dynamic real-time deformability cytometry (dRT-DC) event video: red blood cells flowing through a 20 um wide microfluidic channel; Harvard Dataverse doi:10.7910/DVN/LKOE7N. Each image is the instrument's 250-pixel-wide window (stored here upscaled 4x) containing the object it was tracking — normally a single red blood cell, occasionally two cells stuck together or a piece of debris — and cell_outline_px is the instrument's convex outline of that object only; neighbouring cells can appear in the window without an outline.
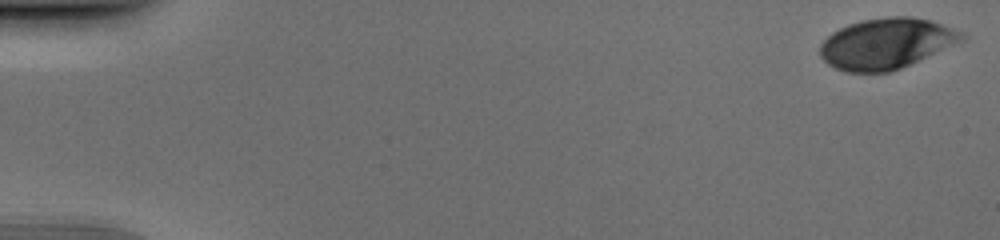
{"species": "human", "species_latin": "Homo sapiens", "temperature_condition": "cold", "stored_images_in_passage": 51, "camera_frame_rate_fps": 3000, "um_per_image_px": 0.085, "donor": {"sex": "male"}, "frame": {"image": 1, "passage_image": 1, "time_ms": 0.0, "image_size_px": [1000, 240], "cell_outline_px": [[968, 36], [964, 40], [900, 68], [888, 72], [844, 72], [828, 64], [820, 56], [820, 44], [832, 32], [848, 24], [864, 20], [888, 16], [908, 16], [932, 20], [964, 32]], "centroid_in_image_um": [75.34, 3.69], "position_along_channel_um": 9.7, "area_um2": 41.73}}
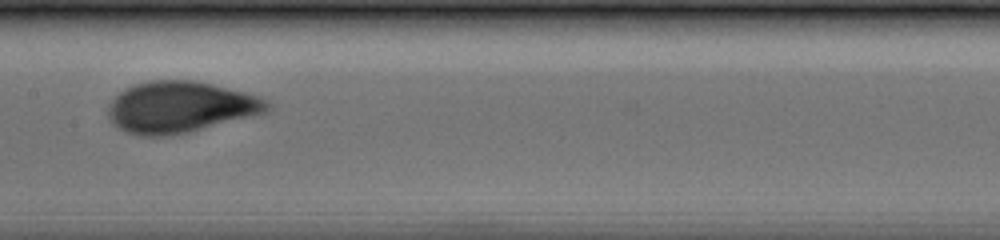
{"frame": {"image": 2, "passage_image": 27, "time_ms": 8.667, "image_size_px": [1000, 240], "cell_outline_px": [[272, 108], [268, 112], [188, 132], [168, 136], [140, 136], [128, 132], [112, 124], [108, 120], [108, 104], [124, 88], [132, 84], [148, 80], [196, 80], [244, 92], [256, 96], [272, 104]], "centroid_in_image_um": [15.29, 9.1], "position_along_channel_um": 192.1, "area_um2": 47.69}}
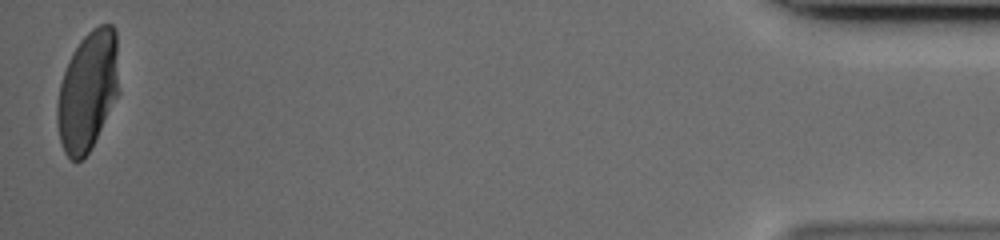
{"frame": {"image": 3, "passage_image": 51, "time_ms": 16.667, "image_size_px": [1000, 240], "cell_outline_px": [[120, 92], [92, 148], [84, 160], [72, 160], [64, 152], [60, 140], [56, 120], [56, 108], [60, 84], [68, 60], [72, 52], [80, 40], [92, 28], [100, 24], [112, 24], [116, 28]], "centroid_in_image_um": [7.48, 7.72], "position_along_channel_um": 427.7, "area_um2": 43.81}}